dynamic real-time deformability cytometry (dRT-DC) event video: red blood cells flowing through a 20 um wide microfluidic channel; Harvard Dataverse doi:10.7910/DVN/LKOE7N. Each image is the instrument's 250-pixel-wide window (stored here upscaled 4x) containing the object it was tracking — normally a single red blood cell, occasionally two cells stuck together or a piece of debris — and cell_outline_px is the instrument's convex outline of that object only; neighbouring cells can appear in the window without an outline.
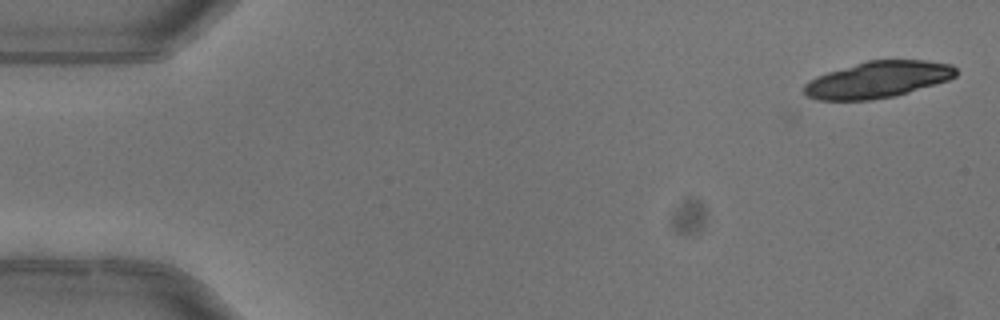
{"species": "common noctule bat (a hibernating species)", "species_latin": "Nyctalus noctula", "temperature_condition": "warm", "stored_images_in_passage": 4, "camera_frame_rate_fps": 3000, "um_per_image_px": 0.085, "animal": {"sex": "female"}, "frame": {"image": 1, "passage_image": 1, "time_ms": 0.0, "image_size_px": [1000, 320], "cell_outline_px": [[956, 76], [948, 80], [908, 92], [892, 96], [868, 100], [820, 100], [808, 96], [804, 92], [804, 84], [816, 76], [828, 72], [868, 60], [928, 60], [952, 64], [956, 68]], "centroid_in_image_um": [74.63, 6.76], "position_along_channel_um": 10.4, "area_um2": 32.02}}